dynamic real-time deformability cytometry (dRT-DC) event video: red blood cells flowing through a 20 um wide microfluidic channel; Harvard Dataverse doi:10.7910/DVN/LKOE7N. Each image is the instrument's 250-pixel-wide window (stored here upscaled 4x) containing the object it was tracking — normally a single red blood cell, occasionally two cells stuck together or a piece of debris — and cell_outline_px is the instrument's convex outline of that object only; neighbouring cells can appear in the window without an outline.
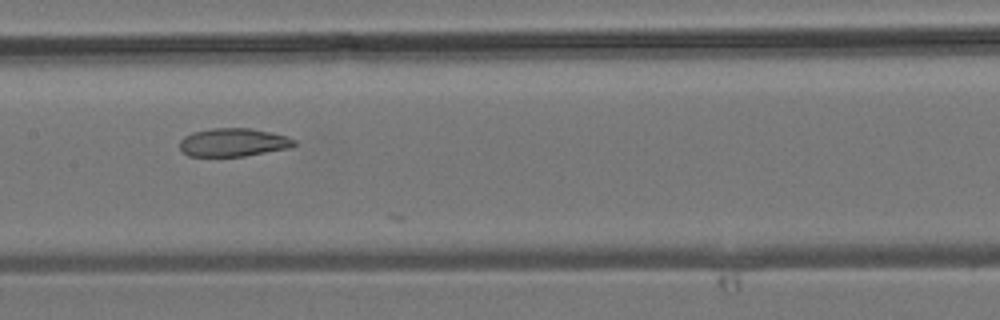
{"species": "common noctule bat (a hibernating species)", "species_latin": "Nyctalus noctula", "temperature_condition": "room temperature", "stored_images_in_passage": 27, "camera_frame_rate_fps": 3000, "um_per_image_px": 0.085, "animal": {"sex": "male", "body_mass_g": 19.2, "forearm_length_mm": 51.8}, "frame": {"image": 1, "passage_image": 22, "time_ms": 7.0, "image_size_px": [1000, 320], "cell_outline_px": [[296, 144], [292, 148], [244, 156], [188, 156], [180, 148], [180, 140], [184, 136], [192, 132], [212, 128], [252, 128], [288, 136], [296, 140]], "centroid_in_image_um": [19.86, 12.1], "position_along_channel_um": 187.5, "area_um2": 19.02}}
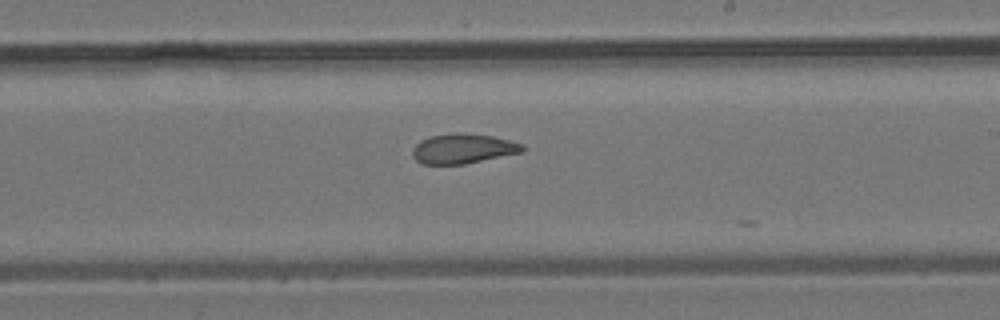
{"frame": {"image": 2, "passage_image": 26, "time_ms": 8.333, "image_size_px": [1000, 320], "cell_outline_px": [[524, 152], [464, 164], [420, 164], [412, 156], [412, 148], [420, 140], [432, 136], [460, 132], [492, 136], [524, 144]], "centroid_in_image_um": [39.35, 12.64], "position_along_channel_um": 249.7, "area_um2": 19.13}}